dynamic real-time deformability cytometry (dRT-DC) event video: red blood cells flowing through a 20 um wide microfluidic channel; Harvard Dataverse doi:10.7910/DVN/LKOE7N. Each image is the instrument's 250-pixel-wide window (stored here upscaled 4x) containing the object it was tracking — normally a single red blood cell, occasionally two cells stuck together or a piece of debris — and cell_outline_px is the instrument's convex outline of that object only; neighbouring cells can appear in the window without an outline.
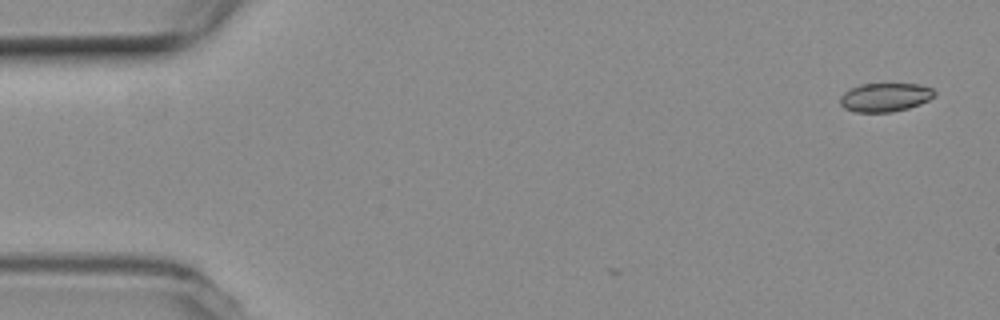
{"species": "common noctule bat (a hibernating species)", "species_latin": "Nyctalus noctula", "temperature_condition": "room temperature", "stored_images_in_passage": 3, "camera_frame_rate_fps": 3000, "um_per_image_px": 0.085, "animal": {"sex": "female", "body_mass_g": 19.3, "forearm_length_mm": 54.1}, "frame": {"image": 1, "passage_image": 3, "time_ms": 0.667, "image_size_px": [1000, 320], "cell_outline_px": [[936, 96], [920, 104], [908, 108], [892, 112], [856, 112], [844, 108], [840, 104], [840, 96], [844, 92], [860, 84], [920, 84], [932, 88], [936, 92]], "centroid_in_image_um": [75.25, 8.27], "position_along_channel_um": 9.7, "area_um2": 15.84}}